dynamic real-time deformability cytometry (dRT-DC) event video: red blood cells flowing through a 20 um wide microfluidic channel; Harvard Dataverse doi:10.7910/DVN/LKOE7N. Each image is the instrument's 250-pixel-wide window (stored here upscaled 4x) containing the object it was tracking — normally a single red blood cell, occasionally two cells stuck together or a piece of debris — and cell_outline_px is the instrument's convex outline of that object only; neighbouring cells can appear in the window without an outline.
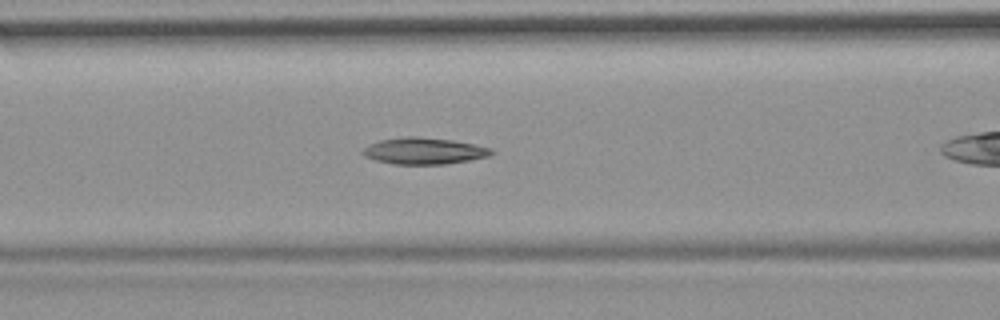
{"species": "common noctule bat (a hibernating species)", "species_latin": "Nyctalus noctula", "temperature_condition": "room temperature", "stored_images_in_passage": 31, "camera_frame_rate_fps": 3000, "um_per_image_px": 0.085, "animal": {"sex": "female", "body_mass_g": 19.9}, "frame": {"image": 1, "passage_image": 10, "time_ms": 3.0, "image_size_px": [1000, 320], "cell_outline_px": [[496, 152], [488, 156], [468, 160], [444, 164], [396, 164], [376, 160], [364, 156], [360, 152], [368, 144], [380, 140], [404, 136], [416, 136], [452, 140], [476, 144], [492, 148]], "centroid_in_image_um": [36.04, 12.82], "position_along_channel_um": 130.6, "area_um2": 19.94}}